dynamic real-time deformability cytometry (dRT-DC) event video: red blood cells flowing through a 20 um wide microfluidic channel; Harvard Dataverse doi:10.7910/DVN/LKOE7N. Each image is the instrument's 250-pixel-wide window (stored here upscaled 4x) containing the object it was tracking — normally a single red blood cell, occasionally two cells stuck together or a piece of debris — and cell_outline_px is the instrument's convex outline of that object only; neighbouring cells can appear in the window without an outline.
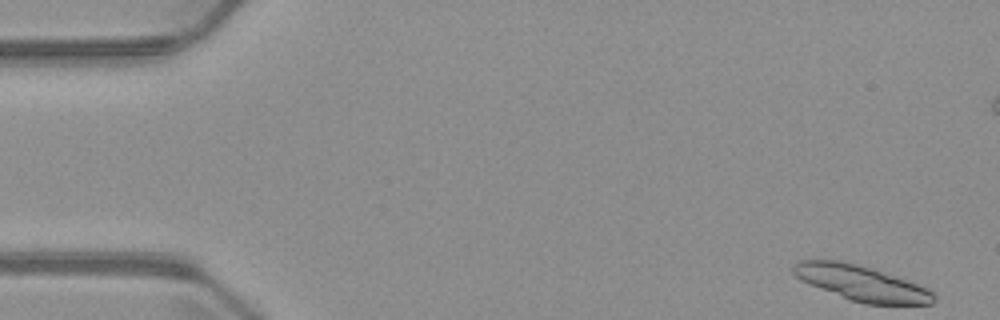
{"species": "common noctule bat (a hibernating species)", "species_latin": "Nyctalus noctula", "temperature_condition": "warm", "stored_images_in_passage": 5, "camera_frame_rate_fps": 3000, "um_per_image_px": 0.085, "animal": {"sex": "male", "body_mass_g": 23.1, "forearm_length_mm": 52.7}, "frame": {"image": 1, "passage_image": 1, "time_ms": 0.0, "image_size_px": [1000, 320], "cell_outline_px": [[936, 300], [932, 304], [864, 304], [852, 300], [820, 288], [796, 276], [792, 272], [792, 268], [800, 260], [840, 260], [872, 268], [928, 288], [936, 296]], "centroid_in_image_um": [73.26, 24.06], "position_along_channel_um": 11.7, "area_um2": 28.26}}
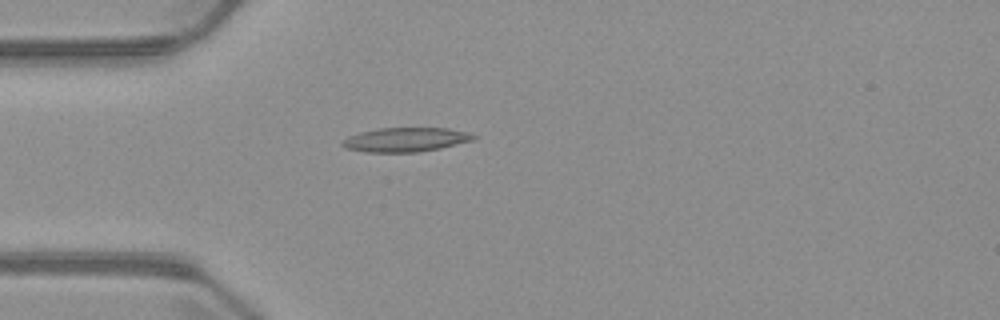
{"frame": {"image": 2, "passage_image": 5, "time_ms": 6.333, "image_size_px": [1000, 320], "cell_outline_px": [[476, 140], [440, 148], [416, 152], [368, 152], [348, 148], [340, 144], [348, 136], [360, 132], [380, 128], [448, 128], [468, 132], [476, 136]], "centroid_in_image_um": [34.52, 11.86], "position_along_channel_um": 50.5, "area_um2": 18.38}}